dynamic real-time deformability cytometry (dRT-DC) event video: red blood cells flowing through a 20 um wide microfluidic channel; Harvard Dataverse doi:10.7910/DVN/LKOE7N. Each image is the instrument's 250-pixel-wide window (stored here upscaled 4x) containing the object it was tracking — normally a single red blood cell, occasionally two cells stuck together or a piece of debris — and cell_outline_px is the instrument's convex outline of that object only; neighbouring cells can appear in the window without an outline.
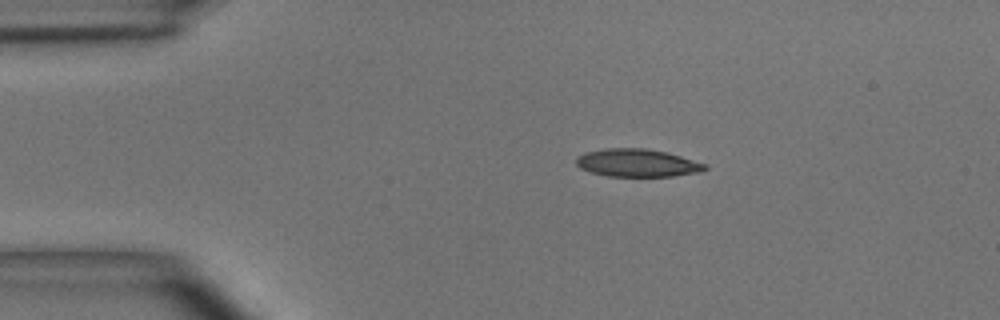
{"species": "common noctule bat (a hibernating species)", "species_latin": "Nyctalus noctula", "temperature_condition": "room temperature", "stored_images_in_passage": 42, "camera_frame_rate_fps": 3000, "um_per_image_px": 0.085, "animal": {"sex": "male", "body_mass_g": 15.6}, "frame": {"image": 1, "passage_image": 1, "time_ms": 0.0, "image_size_px": [1000, 320], "cell_outline_px": [[708, 168], [700, 172], [672, 176], [608, 176], [592, 172], [580, 168], [576, 164], [576, 156], [584, 152], [608, 148], [644, 148], [664, 152], [680, 156], [708, 164]], "centroid_in_image_um": [54.16, 13.84], "position_along_channel_um": 30.8, "area_um2": 20.81}}
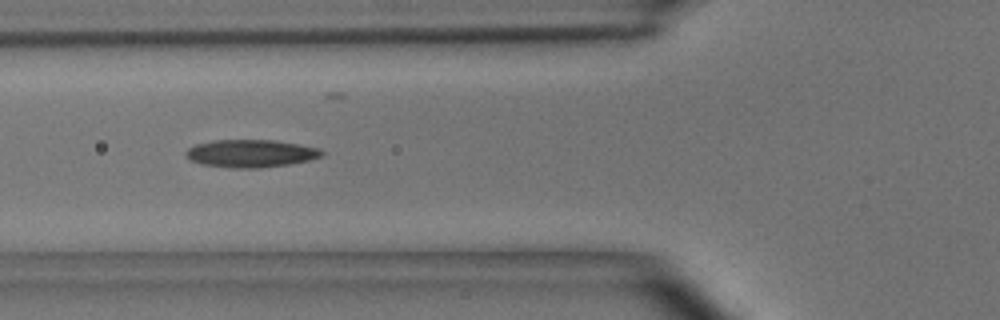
{"frame": {"image": 2, "passage_image": 10, "time_ms": 3.0, "image_size_px": [1000, 320], "cell_outline_px": [[324, 156], [308, 160], [288, 164], [260, 168], [232, 168], [200, 164], [188, 160], [184, 152], [188, 148], [196, 144], [216, 140], [276, 140], [320, 148], [324, 152]], "centroid_in_image_um": [21.3, 13.04], "position_along_channel_um": 104.5, "area_um2": 22.08}}
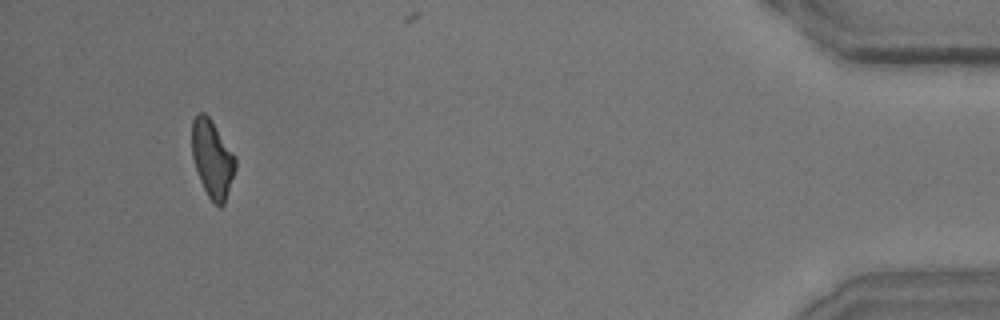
{"frame": {"image": 3, "passage_image": 39, "time_ms": 12.667, "image_size_px": [1000, 320], "cell_outline_px": [[236, 168], [224, 204], [220, 208], [208, 196], [200, 180], [192, 156], [192, 120], [200, 112], [204, 112], [208, 116], [236, 156]], "centroid_in_image_um": [18.05, 13.5], "position_along_channel_um": 417.1, "area_um2": 19.42}, "authors_computed_cell_mechanics": {"area_um2": 20.7213, "velocity_mm_per_s": 3.968, "shape_relaxation_time_tau1_ms": 6.8496, "shape_relaxation_time_tau2_ms": 4.4304, "deformation_change_tau1": 0.1859, "deformation_change_tau2": 0.1544}}